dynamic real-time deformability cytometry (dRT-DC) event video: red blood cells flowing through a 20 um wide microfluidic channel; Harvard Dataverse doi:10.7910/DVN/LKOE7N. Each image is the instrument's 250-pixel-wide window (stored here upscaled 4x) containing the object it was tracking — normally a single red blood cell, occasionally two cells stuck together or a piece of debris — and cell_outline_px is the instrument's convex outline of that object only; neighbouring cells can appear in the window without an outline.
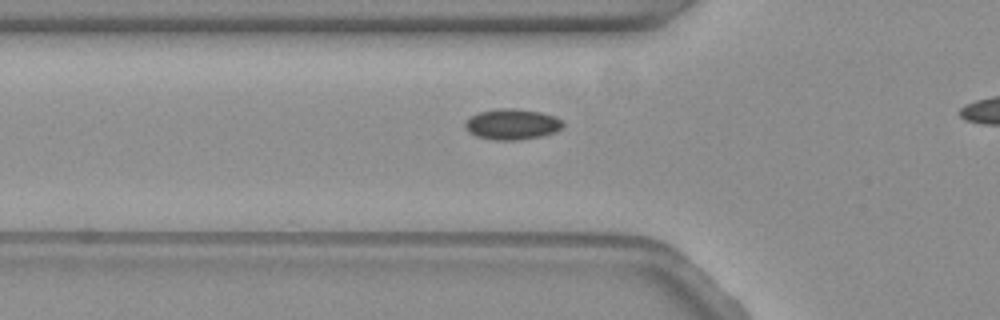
{"species": "common noctule bat (a hibernating species)", "species_latin": "Nyctalus noctula", "temperature_condition": "warm", "stored_images_in_passage": 34, "camera_frame_rate_fps": 3000, "um_per_image_px": 0.085, "animal": {"sex": "female", "body_mass_g": 19.3, "forearm_length_mm": 54.1}, "frame": {"image": 1, "passage_image": 6, "time_ms": 1.667, "image_size_px": [1000, 320], "cell_outline_px": [[564, 124], [556, 132], [540, 136], [516, 140], [492, 140], [476, 136], [468, 132], [464, 128], [464, 124], [472, 116], [480, 112], [500, 108], [512, 108], [540, 112], [556, 116]], "centroid_in_image_um": [43.51, 10.57], "position_along_channel_um": 82.3, "area_um2": 17.4}}
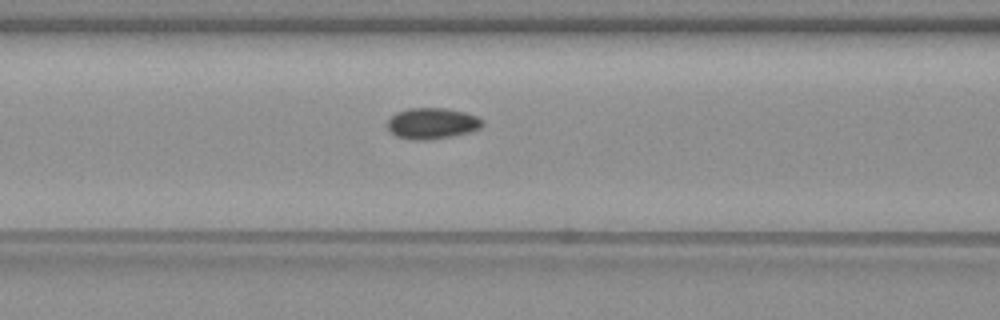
{"frame": {"image": 2, "passage_image": 10, "time_ms": 3.0, "image_size_px": [1000, 320], "cell_outline_px": [[484, 124], [480, 128], [468, 132], [452, 136], [424, 140], [412, 140], [396, 136], [388, 132], [388, 120], [396, 112], [408, 108], [448, 108], [464, 112], [476, 116], [484, 120]], "centroid_in_image_um": [36.71, 10.48], "position_along_channel_um": 129.9, "area_um2": 17.28}}